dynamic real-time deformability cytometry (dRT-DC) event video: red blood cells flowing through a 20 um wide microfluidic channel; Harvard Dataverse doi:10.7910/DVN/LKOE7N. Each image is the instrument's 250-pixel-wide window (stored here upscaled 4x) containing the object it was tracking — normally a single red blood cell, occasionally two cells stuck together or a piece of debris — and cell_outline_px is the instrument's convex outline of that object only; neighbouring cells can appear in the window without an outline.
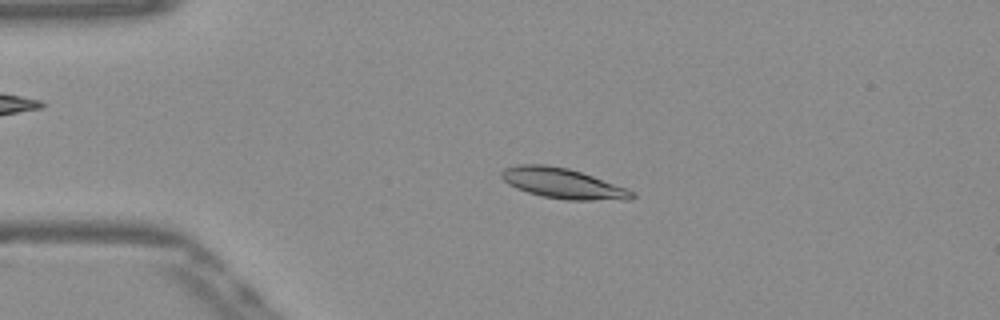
{"species": "Egyptian fruit bat (a non-hibernating species)", "species_latin": "Rousettus aegyptiacus", "temperature_condition": "warm", "stored_images_in_passage": 53, "camera_frame_rate_fps": 3000, "um_per_image_px": 0.085, "frame": {"image": 1, "passage_image": 12, "time_ms": 3.667, "image_size_px": [1000, 320], "cell_outline_px": [[636, 196], [632, 200], [564, 200], [540, 196], [516, 188], [508, 184], [500, 176], [500, 172], [504, 168], [520, 164], [548, 164], [568, 168], [628, 188]], "centroid_in_image_um": [47.84, 15.59], "position_along_channel_um": 37.2, "area_um2": 23.24}}
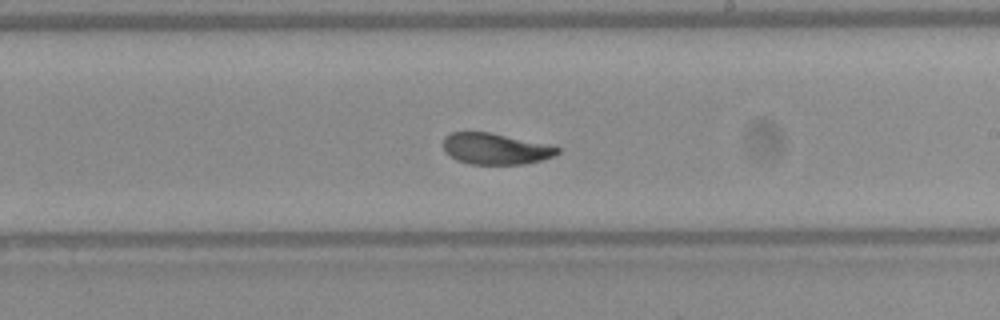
{"frame": {"image": 2, "passage_image": 31, "time_ms": 10.0, "image_size_px": [1000, 320], "cell_outline_px": [[560, 152], [552, 156], [540, 160], [524, 164], [468, 164], [456, 160], [444, 152], [444, 136], [452, 132], [488, 132], [560, 148]], "centroid_in_image_um": [42.03, 12.66], "position_along_channel_um": 247.0, "area_um2": 20.35}}
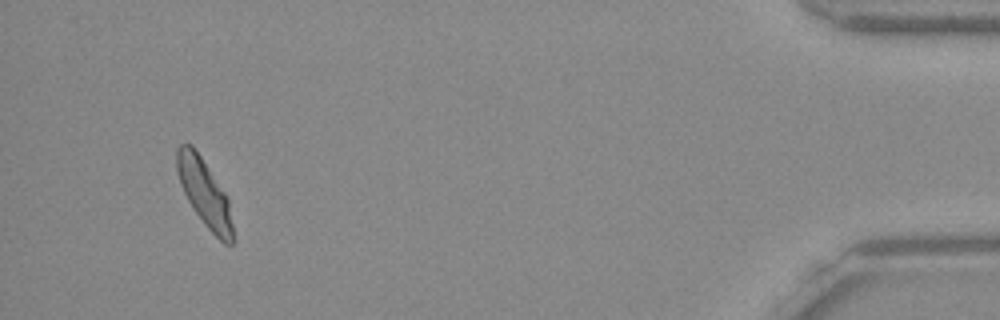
{"frame": {"image": 3, "passage_image": 50, "time_ms": 16.333, "image_size_px": [1000, 320], "cell_outline_px": [[232, 244], [224, 244], [204, 224], [188, 200], [180, 184], [176, 168], [176, 148], [180, 144], [192, 144], [224, 192], [228, 200], [232, 224]], "centroid_in_image_um": [17.34, 16.37], "position_along_channel_um": 417.9, "area_um2": 21.27}, "authors_computed_cell_mechanics": {"area_um2": 21.9062, "velocity_mm_per_s": 3.8576, "shape_relaxation_time_tau1_ms": 3.5955, "shape_relaxation_time_tau2_ms": 1.357, "deformation_change_tau1": 0.1378, "deformation_change_tau2": 0.0535}}